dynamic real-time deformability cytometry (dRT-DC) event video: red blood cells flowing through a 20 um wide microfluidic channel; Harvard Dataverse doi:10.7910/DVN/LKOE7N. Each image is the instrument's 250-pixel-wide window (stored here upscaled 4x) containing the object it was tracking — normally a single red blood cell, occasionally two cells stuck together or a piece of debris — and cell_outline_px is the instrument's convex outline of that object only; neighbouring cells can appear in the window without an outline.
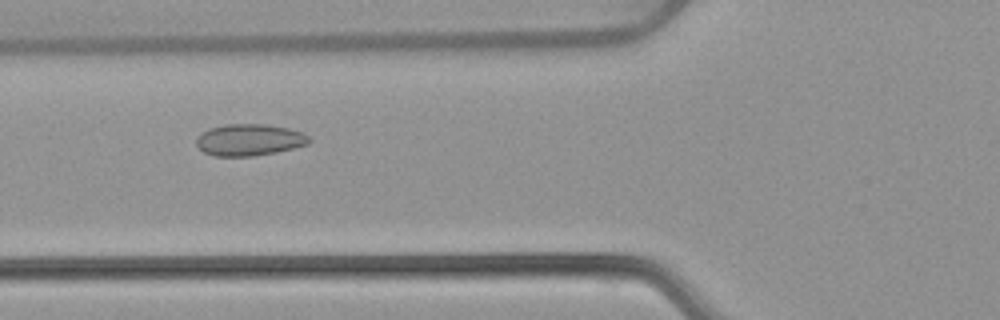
{"species": "common noctule bat (a hibernating species)", "species_latin": "Nyctalus noctula", "temperature_condition": "warm", "stored_images_in_passage": 45, "camera_frame_rate_fps": 3000, "um_per_image_px": 0.085, "animal": {"sex": "female", "body_mass_g": 22.7, "forearm_length_mm": 54.2}, "frame": {"image": 1, "passage_image": 12, "time_ms": 3.667, "image_size_px": [1000, 320], "cell_outline_px": [[312, 140], [308, 144], [276, 152], [252, 156], [216, 156], [204, 152], [196, 144], [196, 136], [208, 128], [224, 124], [264, 124], [288, 128], [304, 132]], "centroid_in_image_um": [21.18, 11.88], "position_along_channel_um": 104.6, "area_um2": 20.92}}
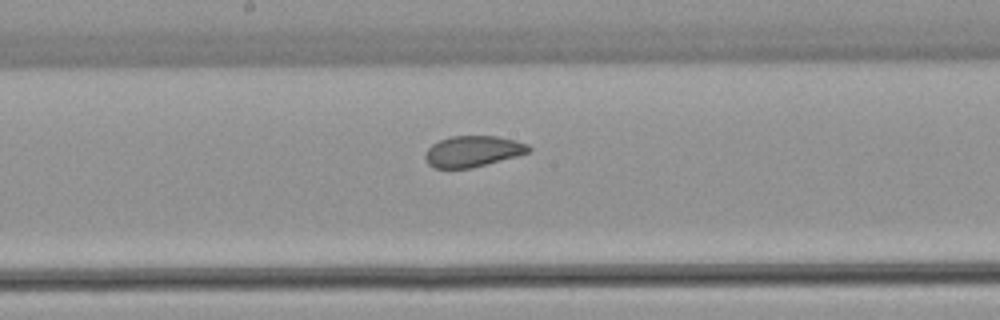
{"frame": {"image": 2, "passage_image": 20, "time_ms": 6.333, "image_size_px": [1000, 320], "cell_outline_px": [[532, 148], [528, 152], [516, 156], [472, 168], [432, 168], [428, 164], [424, 156], [428, 148], [432, 144], [440, 140], [452, 136], [496, 136], [516, 140], [528, 144]], "centroid_in_image_um": [40.18, 12.86], "position_along_channel_um": 208.0, "area_um2": 18.67}}
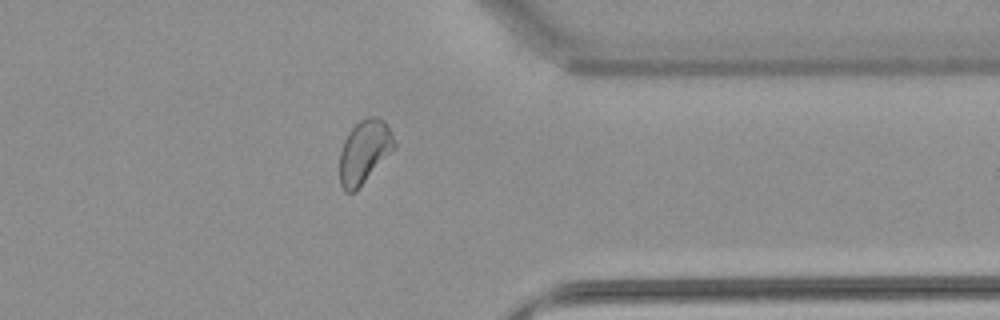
{"frame": {"image": 3, "passage_image": 34, "time_ms": 11.0, "image_size_px": [1000, 320], "cell_outline_px": [[396, 148], [356, 192], [344, 192], [340, 184], [340, 152], [344, 140], [348, 132], [360, 120], [368, 116], [376, 116], [384, 120], [388, 124], [396, 144]], "centroid_in_image_um": [30.98, 12.9], "position_along_channel_um": 380.4, "area_um2": 20.52}, "authors_computed_cell_mechanics": {"area_um2": 20.519, "velocity_mm_per_s": 3.8744, "shape_relaxation_time_tau1_ms": null, "shape_relaxation_time_tau2_ms": 1.0128, "deformation_change_tau1": null, "deformation_change_tau2": 0.0526}}